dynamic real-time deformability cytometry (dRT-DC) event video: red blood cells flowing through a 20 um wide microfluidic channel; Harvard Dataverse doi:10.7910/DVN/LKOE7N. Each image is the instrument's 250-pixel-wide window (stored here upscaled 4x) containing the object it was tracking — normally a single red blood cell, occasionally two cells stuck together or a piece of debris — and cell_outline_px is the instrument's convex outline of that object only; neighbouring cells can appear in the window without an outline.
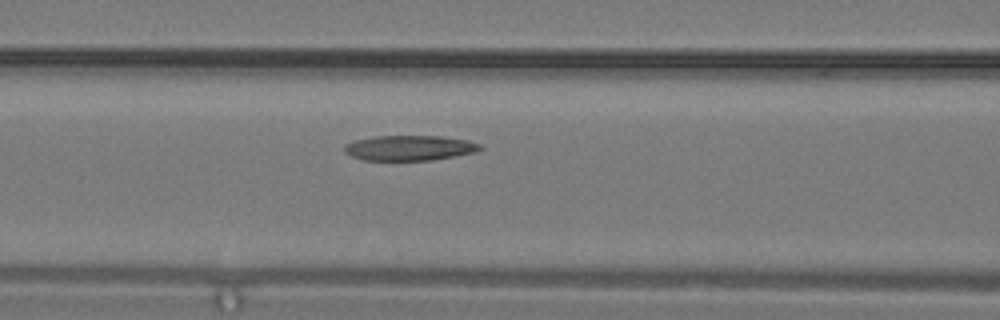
{"species": "common noctule bat (a hibernating species)", "species_latin": "Nyctalus noctula", "temperature_condition": "warm", "stored_images_in_passage": 17, "camera_frame_rate_fps": 3000, "um_per_image_px": 0.085, "animal": {"sex": "male", "body_mass_g": 19.2, "forearm_length_mm": 51.8}, "frame": {"image": 1, "passage_image": 12, "time_ms": 3.667, "image_size_px": [1000, 320], "cell_outline_px": [[484, 148], [476, 152], [432, 160], [364, 160], [352, 156], [344, 152], [344, 144], [356, 140], [376, 136], [440, 136], [468, 140], [480, 144]], "centroid_in_image_um": [34.82, 12.57], "position_along_channel_um": 131.8, "area_um2": 19.88}}
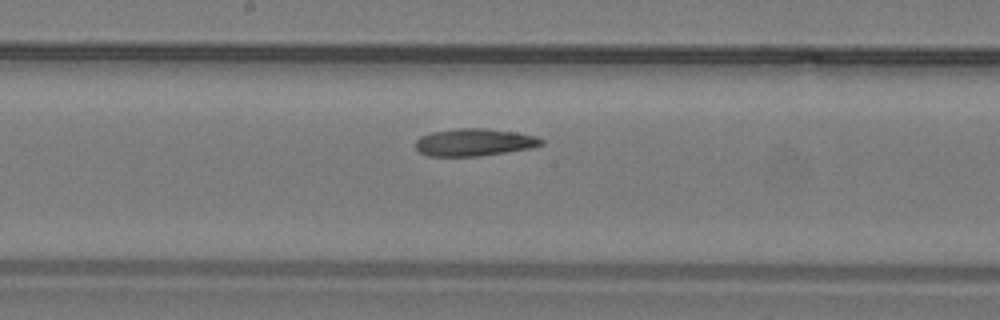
{"frame": {"image": 2, "passage_image": 15, "time_ms": 4.667, "image_size_px": [1000, 320], "cell_outline_px": [[544, 144], [532, 148], [480, 156], [428, 156], [420, 152], [416, 148], [416, 140], [420, 136], [432, 132], [456, 128], [488, 128], [516, 132], [536, 136], [544, 140]], "centroid_in_image_um": [40.33, 12.09], "position_along_channel_um": 207.9, "area_um2": 20.23}}
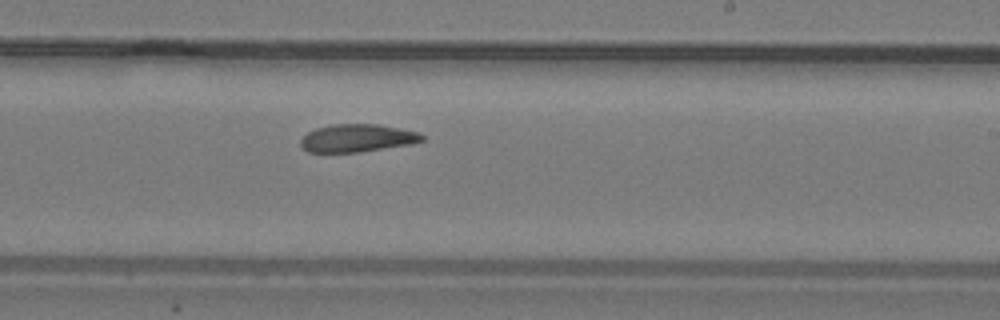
{"frame": {"image": 3, "passage_image": 17, "time_ms": 5.333, "image_size_px": [1000, 320], "cell_outline_px": [[424, 140], [412, 144], [360, 152], [308, 152], [300, 144], [300, 140], [308, 132], [316, 128], [332, 124], [380, 124], [420, 132], [424, 136]], "centroid_in_image_um": [30.4, 11.73], "position_along_channel_um": 258.6, "area_um2": 19.77}}